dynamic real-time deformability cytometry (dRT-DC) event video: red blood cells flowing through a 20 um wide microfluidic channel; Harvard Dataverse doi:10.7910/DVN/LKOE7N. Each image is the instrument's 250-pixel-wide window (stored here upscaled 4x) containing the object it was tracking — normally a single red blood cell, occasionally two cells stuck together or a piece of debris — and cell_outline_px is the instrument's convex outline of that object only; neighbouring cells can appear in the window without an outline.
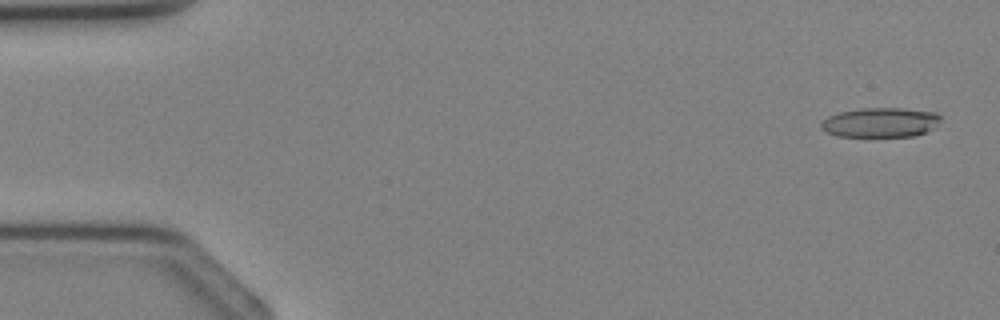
{"species": "Egyptian fruit bat (a non-hibernating species)", "species_latin": "Rousettus aegyptiacus", "temperature_condition": "cold", "stored_images_in_passage": 35, "camera_frame_rate_fps": 3000, "um_per_image_px": 0.085, "animal": {"sex": "female"}, "frame": {"image": 1, "passage_image": 2, "time_ms": 0.333, "image_size_px": [1000, 320], "cell_outline_px": [[940, 120], [932, 128], [916, 136], [836, 136], [820, 128], [820, 124], [828, 116], [840, 112], [864, 108], [904, 108], [936, 112], [940, 116]], "centroid_in_image_um": [74.83, 10.4], "position_along_channel_um": 10.2, "area_um2": 20.46}}
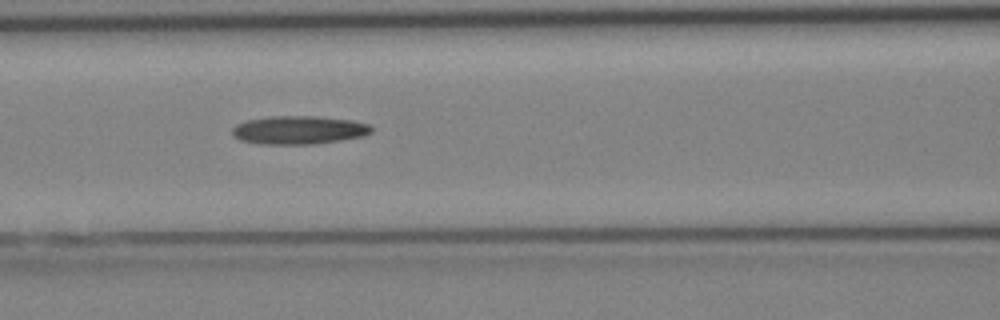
{"frame": {"image": 2, "passage_image": 16, "time_ms": 5.0, "image_size_px": [1000, 320], "cell_outline_px": [[372, 132], [364, 136], [340, 140], [312, 144], [260, 144], [240, 140], [232, 136], [232, 128], [236, 124], [248, 120], [272, 116], [316, 116], [352, 120], [368, 124], [372, 128]], "centroid_in_image_um": [25.38, 11.05], "position_along_channel_um": 141.2, "area_um2": 23.0}}
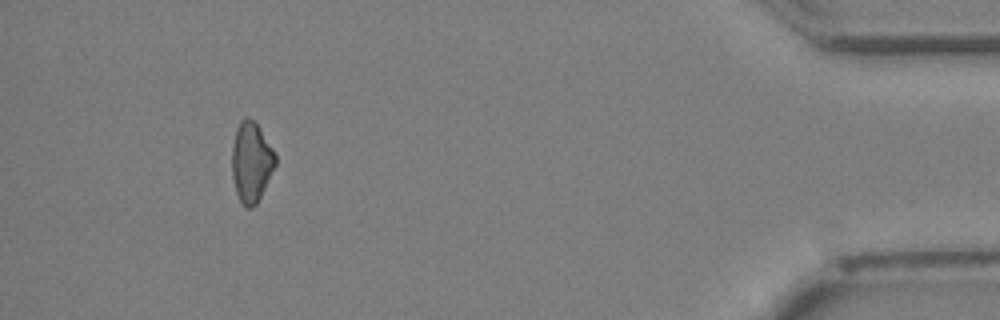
{"frame": {"image": 3, "passage_image": 34, "time_ms": 11.0, "image_size_px": [1000, 320], "cell_outline_px": [[276, 164], [256, 204], [252, 208], [244, 208], [236, 192], [232, 176], [232, 148], [236, 128], [240, 120], [244, 116], [248, 116], [256, 124], [272, 148], [276, 156]], "centroid_in_image_um": [21.33, 13.77], "position_along_channel_um": 413.9, "area_um2": 20.06}}